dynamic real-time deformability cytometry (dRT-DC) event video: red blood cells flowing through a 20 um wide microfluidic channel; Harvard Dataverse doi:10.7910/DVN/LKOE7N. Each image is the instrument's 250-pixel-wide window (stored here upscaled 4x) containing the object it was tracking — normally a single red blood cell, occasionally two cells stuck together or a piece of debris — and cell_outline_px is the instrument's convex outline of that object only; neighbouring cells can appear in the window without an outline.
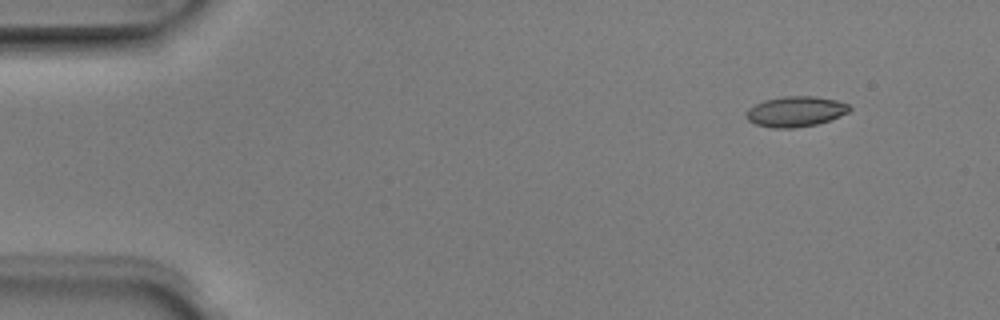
{"species": "Egyptian fruit bat (a non-hibernating species)", "species_latin": "Rousettus aegyptiacus", "temperature_condition": "room temperature", "stored_images_in_passage": 5, "segment_of_instrument_passage": [2, 2], "camera_frame_rate_fps": 3000, "um_per_image_px": 0.085, "animal": {"sex": "male"}, "frame": {"image": 1, "passage_image": 5, "time_ms": 1.333, "image_size_px": [1000, 320], "cell_outline_px": [[852, 108], [848, 112], [828, 120], [816, 124], [796, 128], [772, 128], [756, 124], [748, 120], [744, 116], [744, 112], [748, 108], [764, 100], [784, 96], [816, 96], [836, 100], [848, 104]], "centroid_in_image_um": [67.58, 9.47], "position_along_channel_um": 17.4, "area_um2": 18.32}}